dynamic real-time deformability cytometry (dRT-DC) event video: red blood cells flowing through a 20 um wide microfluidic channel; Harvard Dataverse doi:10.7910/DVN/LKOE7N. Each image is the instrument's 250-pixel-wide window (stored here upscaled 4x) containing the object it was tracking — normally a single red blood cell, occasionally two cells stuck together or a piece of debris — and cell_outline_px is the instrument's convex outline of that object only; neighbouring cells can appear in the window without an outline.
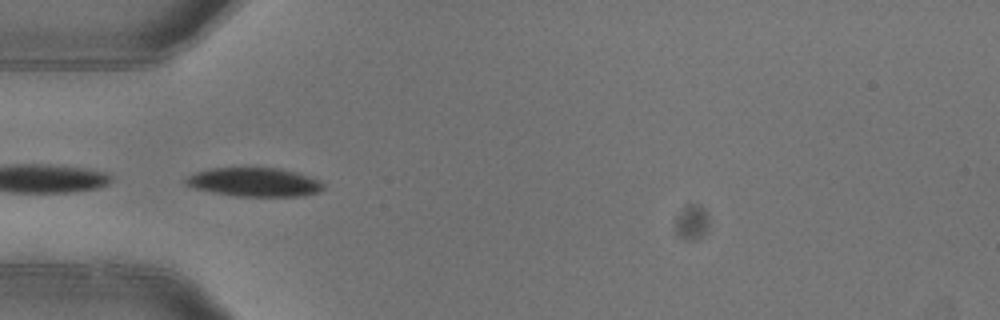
{"species": "common noctule bat (a hibernating species)", "species_latin": "Nyctalus noctula", "temperature_condition": "warm", "stored_images_in_passage": 3, "camera_frame_rate_fps": 3000, "um_per_image_px": 0.085, "animal": {"sex": "female"}, "frame": {"image": 1, "passage_image": 3, "time_ms": 0.667, "image_size_px": [1000, 320], "cell_outline_px": [[324, 188], [316, 192], [304, 196], [236, 196], [192, 188], [184, 184], [184, 180], [188, 176], [196, 172], [208, 168], [280, 168], [296, 172], [320, 180], [324, 184]], "centroid_in_image_um": [21.6, 15.48], "position_along_channel_um": 63.4, "area_um2": 23.12}}